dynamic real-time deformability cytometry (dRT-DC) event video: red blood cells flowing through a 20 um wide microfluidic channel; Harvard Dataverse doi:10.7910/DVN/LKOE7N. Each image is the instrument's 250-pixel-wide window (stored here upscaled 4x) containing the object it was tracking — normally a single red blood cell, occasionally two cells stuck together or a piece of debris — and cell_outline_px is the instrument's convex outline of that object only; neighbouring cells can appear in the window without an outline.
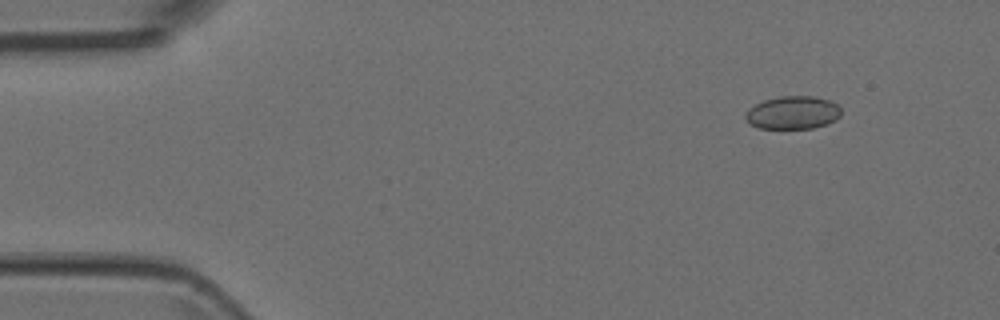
{"species": "Egyptian fruit bat (a non-hibernating species)", "species_latin": "Rousettus aegyptiacus", "temperature_condition": "room temperature", "stored_images_in_passage": 4, "camera_frame_rate_fps": 3000, "um_per_image_px": 0.085, "animal": {"sex": "female"}, "frame": {"image": 1, "passage_image": 2, "time_ms": 0.333, "image_size_px": [1000, 320], "cell_outline_px": [[840, 116], [836, 120], [812, 128], [760, 128], [748, 124], [744, 116], [748, 108], [764, 100], [780, 96], [816, 96], [832, 100], [840, 108]], "centroid_in_image_um": [67.37, 9.56], "position_along_channel_um": 17.6, "area_um2": 18.5}}
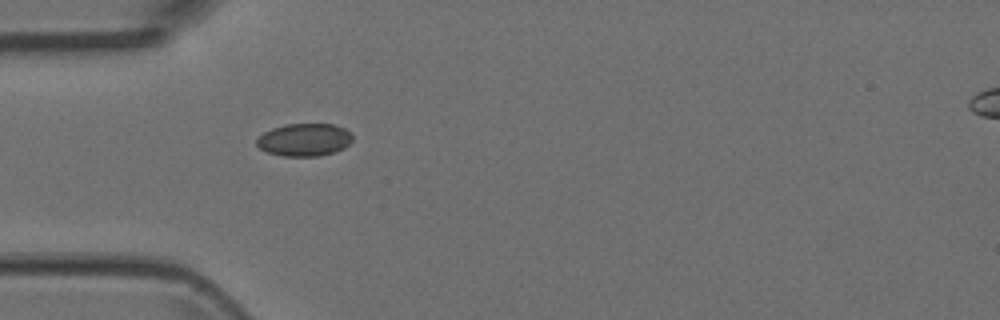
{"frame": {"image": 2, "passage_image": 4, "time_ms": 1.0, "image_size_px": [1000, 320], "cell_outline_px": [[352, 140], [344, 148], [336, 152], [320, 156], [284, 156], [268, 152], [260, 148], [256, 144], [256, 140], [264, 132], [272, 128], [288, 124], [332, 124], [344, 128], [352, 136]], "centroid_in_image_um": [25.88, 11.89], "position_along_channel_um": 59.1, "area_um2": 18.15}}